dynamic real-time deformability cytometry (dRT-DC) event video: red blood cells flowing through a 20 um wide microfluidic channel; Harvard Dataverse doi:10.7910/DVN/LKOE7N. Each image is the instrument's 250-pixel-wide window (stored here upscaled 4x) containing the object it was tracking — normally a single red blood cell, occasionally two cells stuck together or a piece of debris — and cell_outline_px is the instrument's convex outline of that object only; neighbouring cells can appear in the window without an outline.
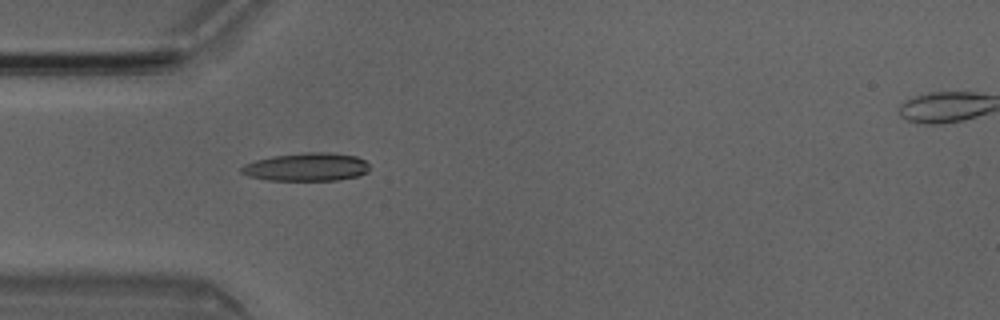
{"species": "Egyptian fruit bat (a non-hibernating species)", "species_latin": "Rousettus aegyptiacus", "temperature_condition": "room temperature", "stored_images_in_passage": 4, "camera_frame_rate_fps": 3000, "um_per_image_px": 0.085, "animal": {"sex": "male"}, "frame": {"image": 1, "passage_image": 3, "time_ms": 0.667, "image_size_px": [1000, 320], "cell_outline_px": [[368, 172], [360, 176], [336, 180], [268, 180], [248, 176], [240, 172], [240, 168], [244, 164], [256, 160], [272, 156], [308, 152], [324, 152], [356, 156], [364, 160], [368, 164]], "centroid_in_image_um": [26.05, 14.2], "position_along_channel_um": 58.9, "area_um2": 20.98}}